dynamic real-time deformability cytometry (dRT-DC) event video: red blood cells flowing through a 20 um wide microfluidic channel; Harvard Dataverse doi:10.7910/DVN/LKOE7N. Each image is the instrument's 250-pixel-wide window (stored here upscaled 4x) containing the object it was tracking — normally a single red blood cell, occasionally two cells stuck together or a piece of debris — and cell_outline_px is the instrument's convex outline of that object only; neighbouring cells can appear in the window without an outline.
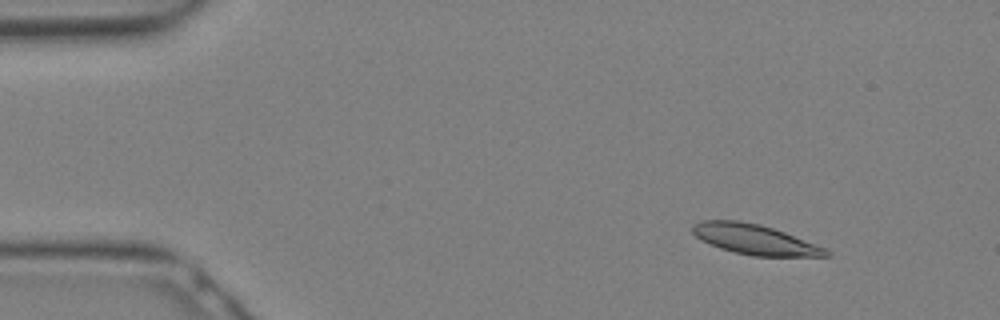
{"species": "Egyptian fruit bat (a non-hibernating species)", "species_latin": "Rousettus aegyptiacus", "temperature_condition": "warm", "stored_images_in_passage": 12, "camera_frame_rate_fps": 3000, "um_per_image_px": 0.085, "animal": {"sex": "female"}, "frame": {"image": 1, "passage_image": 3, "time_ms": 0.667, "image_size_px": [1000, 320], "cell_outline_px": [[832, 256], [752, 256], [720, 248], [696, 236], [692, 232], [692, 224], [700, 220], [740, 220], [760, 224], [784, 232], [828, 248]], "centroid_in_image_um": [64.19, 20.34], "position_along_channel_um": 20.8, "area_um2": 23.35}}
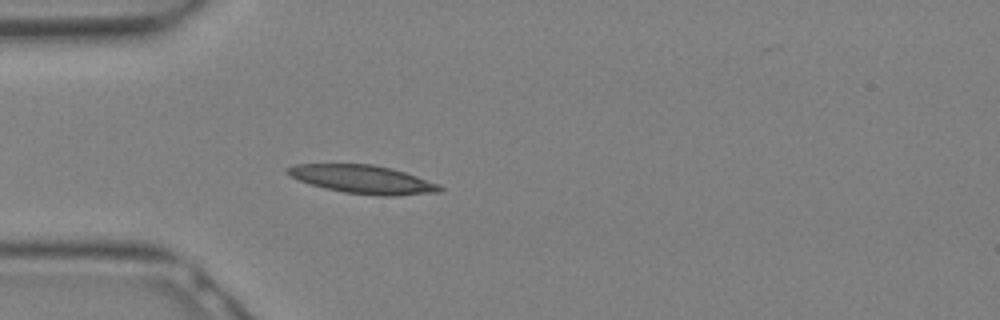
{"frame": {"image": 2, "passage_image": 8, "time_ms": 2.333, "image_size_px": [1000, 320], "cell_outline_px": [[444, 188], [440, 192], [392, 196], [376, 196], [344, 192], [324, 188], [288, 176], [284, 172], [284, 168], [296, 164], [372, 164], [392, 168], [440, 184]], "centroid_in_image_um": [30.82, 15.24], "position_along_channel_um": 54.2, "area_um2": 25.26}}
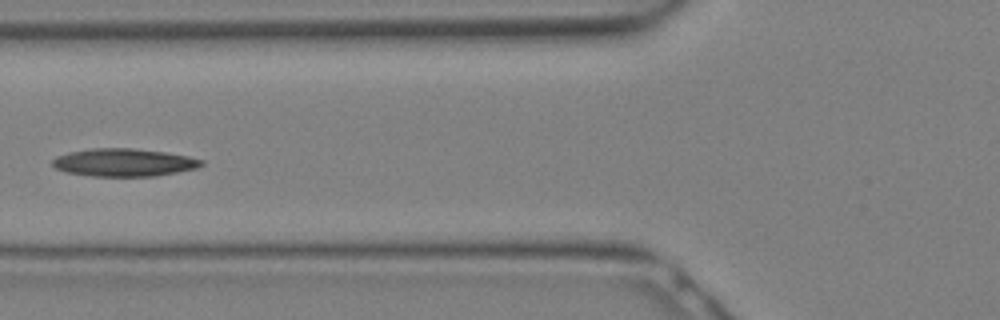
{"frame": {"image": 3, "passage_image": 11, "time_ms": 3.333, "image_size_px": [1000, 320], "cell_outline_px": [[204, 164], [196, 168], [156, 176], [92, 176], [68, 172], [56, 168], [52, 164], [52, 160], [56, 156], [68, 152], [92, 148], [136, 148], [164, 152], [188, 156], [204, 160]], "centroid_in_image_um": [10.53, 13.8], "position_along_channel_um": 115.3, "area_um2": 24.1}}